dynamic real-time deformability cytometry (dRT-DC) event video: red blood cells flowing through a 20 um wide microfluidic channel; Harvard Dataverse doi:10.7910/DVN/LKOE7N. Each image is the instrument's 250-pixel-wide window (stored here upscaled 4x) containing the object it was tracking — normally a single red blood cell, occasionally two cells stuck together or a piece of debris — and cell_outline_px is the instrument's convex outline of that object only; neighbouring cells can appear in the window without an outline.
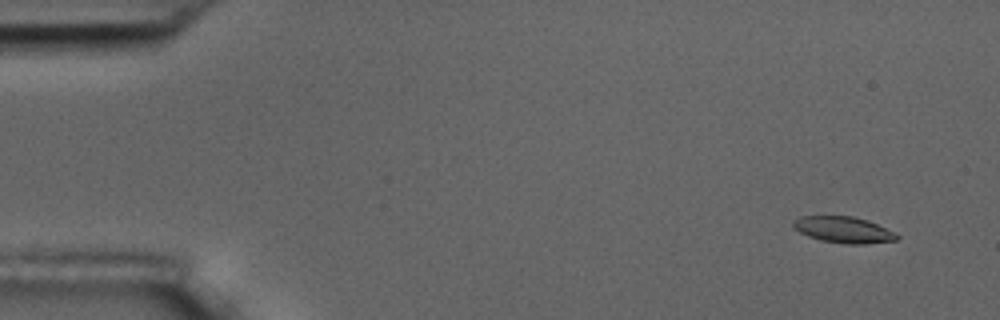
{"species": "common noctule bat (a hibernating species)", "species_latin": "Nyctalus noctula", "temperature_condition": "room temperature", "stored_images_in_passage": 57, "camera_frame_rate_fps": 3000, "um_per_image_px": 0.085, "animal": {"sex": "male", "body_mass_g": 17.5, "forearm_length_mm": 52.3}, "frame": {"image": 1, "passage_image": 4, "time_ms": 1.0, "image_size_px": [1000, 320], "cell_outline_px": [[900, 236], [896, 240], [864, 244], [844, 244], [820, 240], [808, 236], [800, 232], [792, 224], [792, 220], [800, 216], [852, 216], [868, 220], [896, 232]], "centroid_in_image_um": [71.72, 19.53], "position_along_channel_um": 13.3, "area_um2": 15.95}}
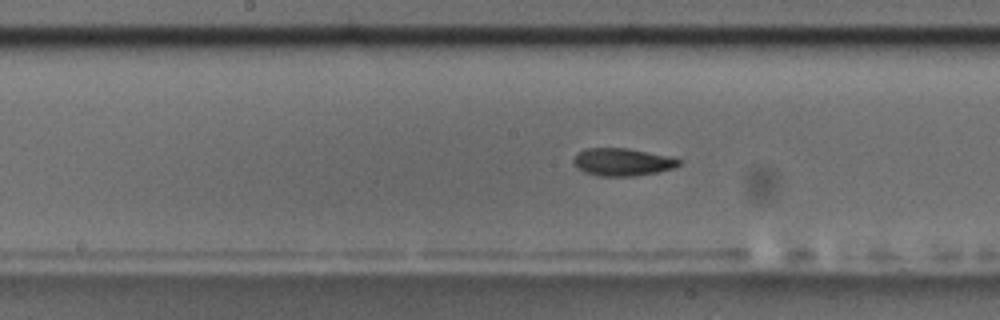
{"frame": {"image": 2, "passage_image": 29, "time_ms": 9.333, "image_size_px": [1000, 320], "cell_outline_px": [[680, 164], [676, 168], [660, 172], [636, 176], [596, 176], [584, 172], [576, 168], [572, 164], [572, 160], [576, 152], [584, 148], [628, 148], [672, 156], [680, 160]], "centroid_in_image_um": [52.88, 13.77], "position_along_channel_um": 195.3, "area_um2": 17.51}}
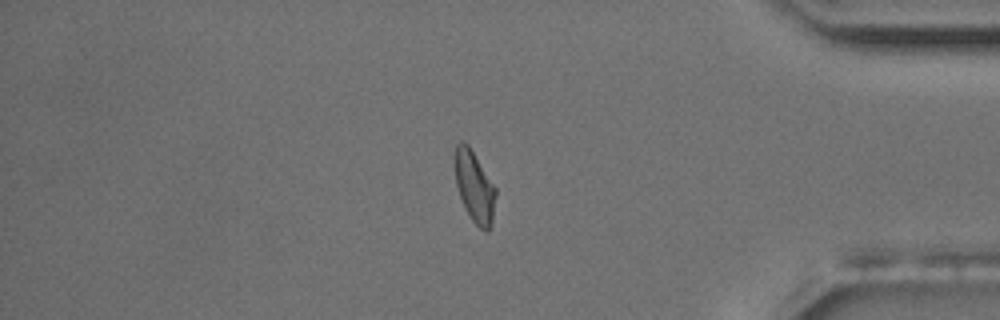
{"frame": {"image": 3, "passage_image": 48, "time_ms": 15.667, "image_size_px": [1000, 320], "cell_outline_px": [[496, 196], [492, 224], [488, 232], [484, 232], [472, 220], [460, 196], [456, 184], [452, 156], [456, 144], [460, 140], [464, 140], [468, 144], [496, 188]], "centroid_in_image_um": [40.3, 15.82], "position_along_channel_um": 394.9, "area_um2": 17.22}, "authors_computed_cell_mechanics": {"area_um2": 17.051, "velocity_mm_per_s": 3.6034, "shape_relaxation_time_tau1_ms": 3.5891, "shape_relaxation_time_tau2_ms": 5.1525, "deformation_change_tau1": 0.1407, "deformation_change_tau2": 0.0886}}